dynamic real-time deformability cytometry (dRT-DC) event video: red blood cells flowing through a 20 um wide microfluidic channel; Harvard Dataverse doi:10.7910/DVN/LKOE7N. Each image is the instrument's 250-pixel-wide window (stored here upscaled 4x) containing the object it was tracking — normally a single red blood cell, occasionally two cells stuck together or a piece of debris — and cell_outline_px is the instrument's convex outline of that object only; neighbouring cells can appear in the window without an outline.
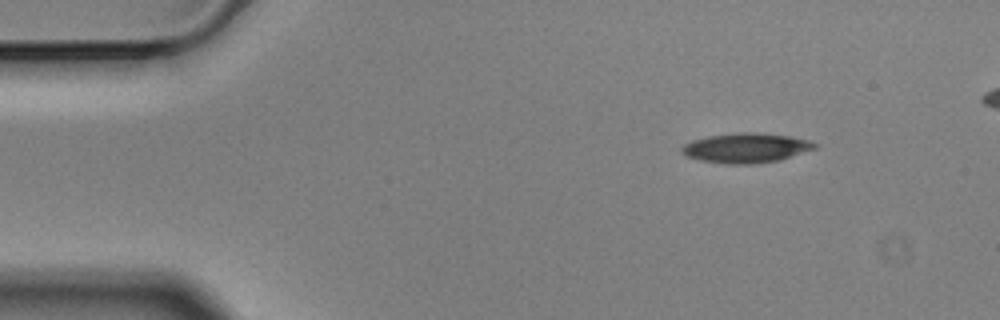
{"species": "Egyptian fruit bat (a non-hibernating species)", "species_latin": "Rousettus aegyptiacus", "temperature_condition": "cold", "stored_images_in_passage": 9, "camera_frame_rate_fps": 3000, "um_per_image_px": 0.085, "animal": {"sex": "male"}, "frame": {"image": 1, "passage_image": 1, "time_ms": 0.0, "image_size_px": [1000, 320], "cell_outline_px": [[820, 144], [816, 148], [776, 160], [752, 164], [728, 164], [700, 160], [684, 156], [680, 152], [680, 148], [684, 144], [692, 140], [708, 136], [736, 132], [756, 132], [788, 136], [808, 140]], "centroid_in_image_um": [63.35, 12.56], "position_along_channel_um": 21.7, "area_um2": 22.95}}
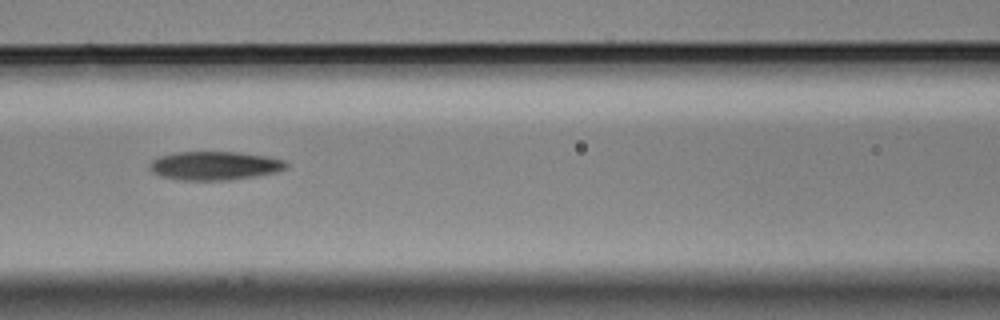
{"frame": {"image": 2, "passage_image": 6, "time_ms": 1.667, "image_size_px": [1000, 320], "cell_outline_px": [[288, 168], [276, 172], [232, 180], [176, 180], [160, 176], [152, 172], [148, 168], [148, 164], [152, 160], [160, 156], [176, 152], [240, 152], [268, 156], [284, 160], [288, 164]], "centroid_in_image_um": [18.23, 14.08], "position_along_channel_um": 148.4, "area_um2": 23.06}}
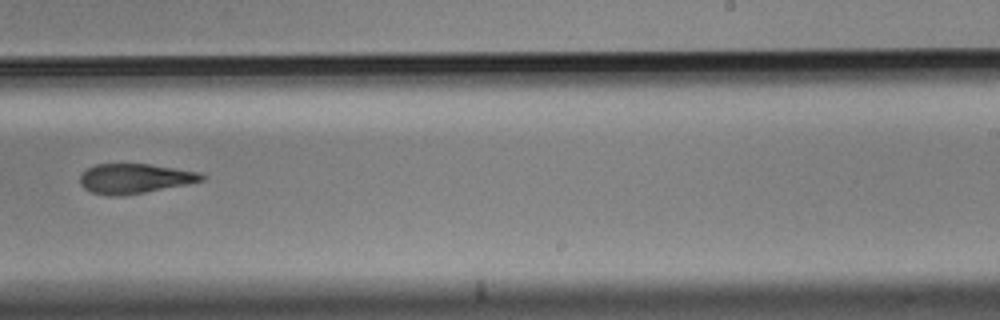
{"frame": {"image": 3, "passage_image": 9, "time_ms": 2.667, "image_size_px": [1000, 320], "cell_outline_px": [[208, 176], [204, 180], [188, 184], [124, 196], [104, 196], [92, 192], [84, 188], [80, 184], [80, 176], [88, 168], [96, 164], [148, 164], [200, 172]], "centroid_in_image_um": [11.47, 15.19], "position_along_channel_um": 277.5, "area_um2": 21.21}}